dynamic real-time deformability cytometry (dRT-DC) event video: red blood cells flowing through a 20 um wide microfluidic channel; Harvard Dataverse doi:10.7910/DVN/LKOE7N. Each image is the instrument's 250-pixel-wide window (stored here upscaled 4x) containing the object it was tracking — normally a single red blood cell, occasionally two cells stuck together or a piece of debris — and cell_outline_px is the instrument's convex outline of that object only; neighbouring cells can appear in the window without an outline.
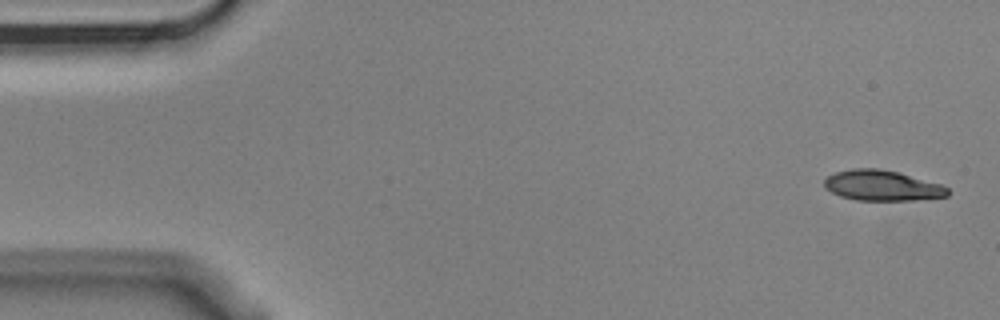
{"species": "Egyptian fruit bat (a non-hibernating species)", "species_latin": "Rousettus aegyptiacus", "temperature_condition": "cold", "stored_images_in_passage": 5, "camera_frame_rate_fps": 3000, "um_per_image_px": 0.085, "animal": {"sex": "male"}, "frame": {"image": 1, "passage_image": 1, "time_ms": 0.0, "image_size_px": [1000, 320], "cell_outline_px": [[948, 196], [916, 200], [856, 200], [840, 196], [824, 188], [824, 180], [828, 176], [836, 172], [852, 168], [880, 168], [900, 172], [940, 184], [948, 188]], "centroid_in_image_um": [74.97, 15.76], "position_along_channel_um": 10.0, "area_um2": 21.96}}
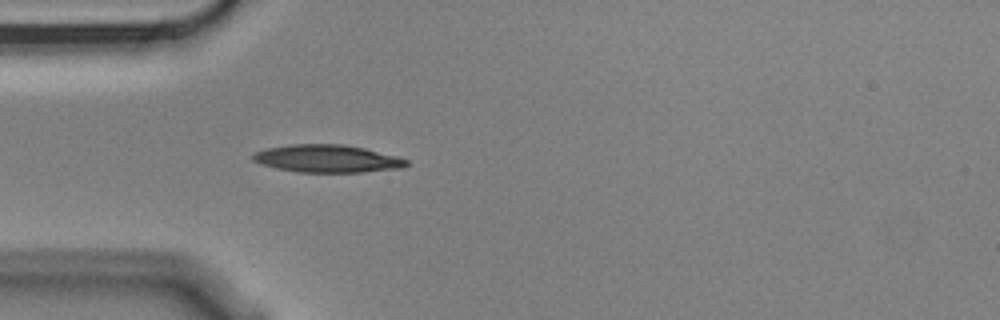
{"frame": {"image": 2, "passage_image": 5, "time_ms": 1.333, "image_size_px": [1000, 320], "cell_outline_px": [[408, 164], [404, 168], [360, 172], [296, 172], [276, 168], [260, 164], [252, 160], [252, 156], [256, 152], [264, 148], [292, 144], [344, 144], [364, 148], [396, 156], [408, 160]], "centroid_in_image_um": [27.79, 13.48], "position_along_channel_um": 57.2, "area_um2": 24.8}}